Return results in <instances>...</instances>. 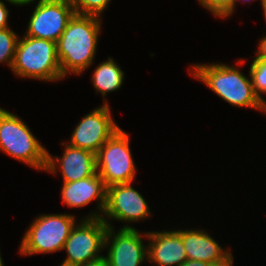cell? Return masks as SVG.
<instances>
[{
  "mask_svg": "<svg viewBox=\"0 0 266 266\" xmlns=\"http://www.w3.org/2000/svg\"><path fill=\"white\" fill-rule=\"evenodd\" d=\"M262 9H263V15L265 16V20H266V0H264L263 2V6H262Z\"/></svg>",
  "mask_w": 266,
  "mask_h": 266,
  "instance_id": "obj_28",
  "label": "cell"
},
{
  "mask_svg": "<svg viewBox=\"0 0 266 266\" xmlns=\"http://www.w3.org/2000/svg\"><path fill=\"white\" fill-rule=\"evenodd\" d=\"M80 266H109V264H108V261H107L106 257L102 256L99 259L90 261V262H88V263H86L84 265H80Z\"/></svg>",
  "mask_w": 266,
  "mask_h": 266,
  "instance_id": "obj_24",
  "label": "cell"
},
{
  "mask_svg": "<svg viewBox=\"0 0 266 266\" xmlns=\"http://www.w3.org/2000/svg\"><path fill=\"white\" fill-rule=\"evenodd\" d=\"M9 10L6 7L5 2L0 0V29H5L9 27Z\"/></svg>",
  "mask_w": 266,
  "mask_h": 266,
  "instance_id": "obj_21",
  "label": "cell"
},
{
  "mask_svg": "<svg viewBox=\"0 0 266 266\" xmlns=\"http://www.w3.org/2000/svg\"><path fill=\"white\" fill-rule=\"evenodd\" d=\"M233 258V255L231 254V252H229L221 260L209 263V266H232L234 260Z\"/></svg>",
  "mask_w": 266,
  "mask_h": 266,
  "instance_id": "obj_23",
  "label": "cell"
},
{
  "mask_svg": "<svg viewBox=\"0 0 266 266\" xmlns=\"http://www.w3.org/2000/svg\"><path fill=\"white\" fill-rule=\"evenodd\" d=\"M239 0H233V12L235 11V8H236V4L238 3ZM242 2L246 3V2H249V1H253V0H241ZM261 2V6H263V2L264 0H260Z\"/></svg>",
  "mask_w": 266,
  "mask_h": 266,
  "instance_id": "obj_27",
  "label": "cell"
},
{
  "mask_svg": "<svg viewBox=\"0 0 266 266\" xmlns=\"http://www.w3.org/2000/svg\"><path fill=\"white\" fill-rule=\"evenodd\" d=\"M19 36L10 28L0 29V63L11 69Z\"/></svg>",
  "mask_w": 266,
  "mask_h": 266,
  "instance_id": "obj_17",
  "label": "cell"
},
{
  "mask_svg": "<svg viewBox=\"0 0 266 266\" xmlns=\"http://www.w3.org/2000/svg\"><path fill=\"white\" fill-rule=\"evenodd\" d=\"M0 266H4V263H3V260H2V257H1V251H0Z\"/></svg>",
  "mask_w": 266,
  "mask_h": 266,
  "instance_id": "obj_29",
  "label": "cell"
},
{
  "mask_svg": "<svg viewBox=\"0 0 266 266\" xmlns=\"http://www.w3.org/2000/svg\"><path fill=\"white\" fill-rule=\"evenodd\" d=\"M106 195L107 187L97 172L78 181L63 182L61 189L62 203L70 208H82L97 199L98 211L90 212V215L83 217L84 219L102 217L106 205Z\"/></svg>",
  "mask_w": 266,
  "mask_h": 266,
  "instance_id": "obj_12",
  "label": "cell"
},
{
  "mask_svg": "<svg viewBox=\"0 0 266 266\" xmlns=\"http://www.w3.org/2000/svg\"><path fill=\"white\" fill-rule=\"evenodd\" d=\"M37 217L22 237L19 253L30 256L63 251L65 241L76 224L75 216L58 213Z\"/></svg>",
  "mask_w": 266,
  "mask_h": 266,
  "instance_id": "obj_5",
  "label": "cell"
},
{
  "mask_svg": "<svg viewBox=\"0 0 266 266\" xmlns=\"http://www.w3.org/2000/svg\"><path fill=\"white\" fill-rule=\"evenodd\" d=\"M148 261L155 266H180L187 260L182 230L147 232Z\"/></svg>",
  "mask_w": 266,
  "mask_h": 266,
  "instance_id": "obj_14",
  "label": "cell"
},
{
  "mask_svg": "<svg viewBox=\"0 0 266 266\" xmlns=\"http://www.w3.org/2000/svg\"><path fill=\"white\" fill-rule=\"evenodd\" d=\"M258 46L254 59L266 61V36H262L259 40Z\"/></svg>",
  "mask_w": 266,
  "mask_h": 266,
  "instance_id": "obj_22",
  "label": "cell"
},
{
  "mask_svg": "<svg viewBox=\"0 0 266 266\" xmlns=\"http://www.w3.org/2000/svg\"><path fill=\"white\" fill-rule=\"evenodd\" d=\"M189 74L200 80L218 97L232 106L257 109L266 114V104L255 94L251 75L245 76L236 66L223 63L194 64Z\"/></svg>",
  "mask_w": 266,
  "mask_h": 266,
  "instance_id": "obj_2",
  "label": "cell"
},
{
  "mask_svg": "<svg viewBox=\"0 0 266 266\" xmlns=\"http://www.w3.org/2000/svg\"><path fill=\"white\" fill-rule=\"evenodd\" d=\"M75 13L81 15H93L101 18L111 0H70Z\"/></svg>",
  "mask_w": 266,
  "mask_h": 266,
  "instance_id": "obj_19",
  "label": "cell"
},
{
  "mask_svg": "<svg viewBox=\"0 0 266 266\" xmlns=\"http://www.w3.org/2000/svg\"><path fill=\"white\" fill-rule=\"evenodd\" d=\"M249 70L254 92L266 104L262 96L266 95V61L253 59Z\"/></svg>",
  "mask_w": 266,
  "mask_h": 266,
  "instance_id": "obj_18",
  "label": "cell"
},
{
  "mask_svg": "<svg viewBox=\"0 0 266 266\" xmlns=\"http://www.w3.org/2000/svg\"><path fill=\"white\" fill-rule=\"evenodd\" d=\"M100 17L74 14L57 41V55L62 77L69 73L82 74L94 62L99 34Z\"/></svg>",
  "mask_w": 266,
  "mask_h": 266,
  "instance_id": "obj_1",
  "label": "cell"
},
{
  "mask_svg": "<svg viewBox=\"0 0 266 266\" xmlns=\"http://www.w3.org/2000/svg\"><path fill=\"white\" fill-rule=\"evenodd\" d=\"M0 151L33 169L44 170L47 149L22 119L0 107Z\"/></svg>",
  "mask_w": 266,
  "mask_h": 266,
  "instance_id": "obj_4",
  "label": "cell"
},
{
  "mask_svg": "<svg viewBox=\"0 0 266 266\" xmlns=\"http://www.w3.org/2000/svg\"><path fill=\"white\" fill-rule=\"evenodd\" d=\"M187 259L212 263L221 260L231 249L222 248L209 233L201 229L182 230ZM229 249V250H228Z\"/></svg>",
  "mask_w": 266,
  "mask_h": 266,
  "instance_id": "obj_15",
  "label": "cell"
},
{
  "mask_svg": "<svg viewBox=\"0 0 266 266\" xmlns=\"http://www.w3.org/2000/svg\"><path fill=\"white\" fill-rule=\"evenodd\" d=\"M59 266H71V265H67V264L62 263Z\"/></svg>",
  "mask_w": 266,
  "mask_h": 266,
  "instance_id": "obj_30",
  "label": "cell"
},
{
  "mask_svg": "<svg viewBox=\"0 0 266 266\" xmlns=\"http://www.w3.org/2000/svg\"><path fill=\"white\" fill-rule=\"evenodd\" d=\"M11 70L22 79L56 82L62 77L57 43L23 35L18 39Z\"/></svg>",
  "mask_w": 266,
  "mask_h": 266,
  "instance_id": "obj_3",
  "label": "cell"
},
{
  "mask_svg": "<svg viewBox=\"0 0 266 266\" xmlns=\"http://www.w3.org/2000/svg\"><path fill=\"white\" fill-rule=\"evenodd\" d=\"M107 227L102 218L80 219L65 241L67 257L62 263L80 266L101 258Z\"/></svg>",
  "mask_w": 266,
  "mask_h": 266,
  "instance_id": "obj_7",
  "label": "cell"
},
{
  "mask_svg": "<svg viewBox=\"0 0 266 266\" xmlns=\"http://www.w3.org/2000/svg\"><path fill=\"white\" fill-rule=\"evenodd\" d=\"M74 14L70 0H39L24 35L57 43Z\"/></svg>",
  "mask_w": 266,
  "mask_h": 266,
  "instance_id": "obj_9",
  "label": "cell"
},
{
  "mask_svg": "<svg viewBox=\"0 0 266 266\" xmlns=\"http://www.w3.org/2000/svg\"><path fill=\"white\" fill-rule=\"evenodd\" d=\"M108 104L94 108L75 126L68 145L97 153L120 127L114 122Z\"/></svg>",
  "mask_w": 266,
  "mask_h": 266,
  "instance_id": "obj_11",
  "label": "cell"
},
{
  "mask_svg": "<svg viewBox=\"0 0 266 266\" xmlns=\"http://www.w3.org/2000/svg\"><path fill=\"white\" fill-rule=\"evenodd\" d=\"M180 266H209V263L202 262V261H198V260H190V259H187Z\"/></svg>",
  "mask_w": 266,
  "mask_h": 266,
  "instance_id": "obj_25",
  "label": "cell"
},
{
  "mask_svg": "<svg viewBox=\"0 0 266 266\" xmlns=\"http://www.w3.org/2000/svg\"><path fill=\"white\" fill-rule=\"evenodd\" d=\"M132 183L107 187L106 205L101 218L108 226L113 219L122 223H131L146 220L152 215L147 201Z\"/></svg>",
  "mask_w": 266,
  "mask_h": 266,
  "instance_id": "obj_10",
  "label": "cell"
},
{
  "mask_svg": "<svg viewBox=\"0 0 266 266\" xmlns=\"http://www.w3.org/2000/svg\"><path fill=\"white\" fill-rule=\"evenodd\" d=\"M8 3L12 4V5H19V6H24V5H28L30 3H33L36 0H5Z\"/></svg>",
  "mask_w": 266,
  "mask_h": 266,
  "instance_id": "obj_26",
  "label": "cell"
},
{
  "mask_svg": "<svg viewBox=\"0 0 266 266\" xmlns=\"http://www.w3.org/2000/svg\"><path fill=\"white\" fill-rule=\"evenodd\" d=\"M215 17L228 18L233 14V0H198Z\"/></svg>",
  "mask_w": 266,
  "mask_h": 266,
  "instance_id": "obj_20",
  "label": "cell"
},
{
  "mask_svg": "<svg viewBox=\"0 0 266 266\" xmlns=\"http://www.w3.org/2000/svg\"><path fill=\"white\" fill-rule=\"evenodd\" d=\"M65 146L62 157L52 156L47 152L46 172L56 174L61 170L63 182L78 181L97 172L96 154L81 148H75L62 141Z\"/></svg>",
  "mask_w": 266,
  "mask_h": 266,
  "instance_id": "obj_13",
  "label": "cell"
},
{
  "mask_svg": "<svg viewBox=\"0 0 266 266\" xmlns=\"http://www.w3.org/2000/svg\"><path fill=\"white\" fill-rule=\"evenodd\" d=\"M130 150V136L118 129L96 153L97 173L106 187L134 182L136 165Z\"/></svg>",
  "mask_w": 266,
  "mask_h": 266,
  "instance_id": "obj_6",
  "label": "cell"
},
{
  "mask_svg": "<svg viewBox=\"0 0 266 266\" xmlns=\"http://www.w3.org/2000/svg\"><path fill=\"white\" fill-rule=\"evenodd\" d=\"M144 236L147 232L140 233L128 224L114 231L113 225L107 227L104 240L105 256L109 266H139L148 261V245H144Z\"/></svg>",
  "mask_w": 266,
  "mask_h": 266,
  "instance_id": "obj_8",
  "label": "cell"
},
{
  "mask_svg": "<svg viewBox=\"0 0 266 266\" xmlns=\"http://www.w3.org/2000/svg\"><path fill=\"white\" fill-rule=\"evenodd\" d=\"M124 75V72L112 57H109L95 68L92 75V83L96 94L100 93L102 95L103 105L108 104L105 100L108 93L121 88Z\"/></svg>",
  "mask_w": 266,
  "mask_h": 266,
  "instance_id": "obj_16",
  "label": "cell"
}]
</instances>
